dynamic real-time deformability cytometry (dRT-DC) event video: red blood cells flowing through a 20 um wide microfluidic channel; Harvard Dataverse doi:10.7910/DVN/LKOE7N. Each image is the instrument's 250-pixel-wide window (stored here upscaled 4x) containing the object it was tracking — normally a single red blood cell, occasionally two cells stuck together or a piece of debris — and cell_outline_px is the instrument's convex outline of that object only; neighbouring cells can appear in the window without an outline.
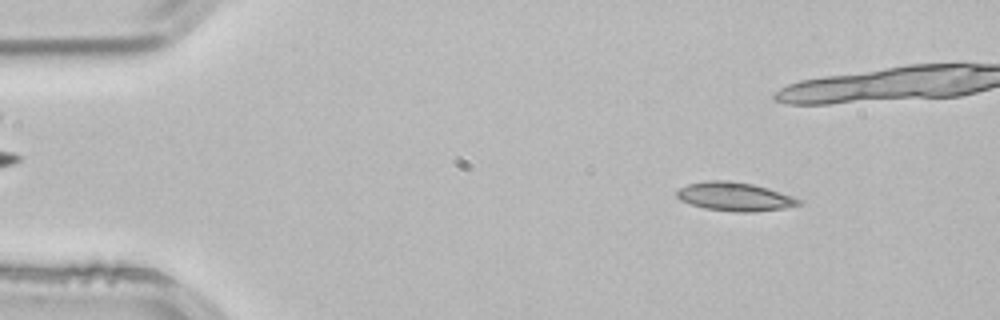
{"species": "common noctule bat (a hibernating species)", "species_latin": "Nyctalus noctula", "temperature_condition": "room temperature", "stored_images_in_passage": 4, "camera_frame_rate_fps": 3000, "um_per_image_px": 0.085, "animal": {"sex": "male", "body_mass_g": 21.5, "forearm_length_mm": 52.0}, "frame": {"image": 1, "passage_image": 2, "time_ms": 0.333, "image_size_px": [1000, 320], "cell_outline_px": [[804, 204], [784, 208], [756, 212], [740, 212], [704, 208], [680, 200], [676, 196], [676, 192], [680, 188], [688, 184], [708, 180], [720, 180], [752, 184], [768, 188], [804, 200]], "centroid_in_image_um": [62.5, 16.72], "position_along_channel_um": 22.5, "area_um2": 20.29}}